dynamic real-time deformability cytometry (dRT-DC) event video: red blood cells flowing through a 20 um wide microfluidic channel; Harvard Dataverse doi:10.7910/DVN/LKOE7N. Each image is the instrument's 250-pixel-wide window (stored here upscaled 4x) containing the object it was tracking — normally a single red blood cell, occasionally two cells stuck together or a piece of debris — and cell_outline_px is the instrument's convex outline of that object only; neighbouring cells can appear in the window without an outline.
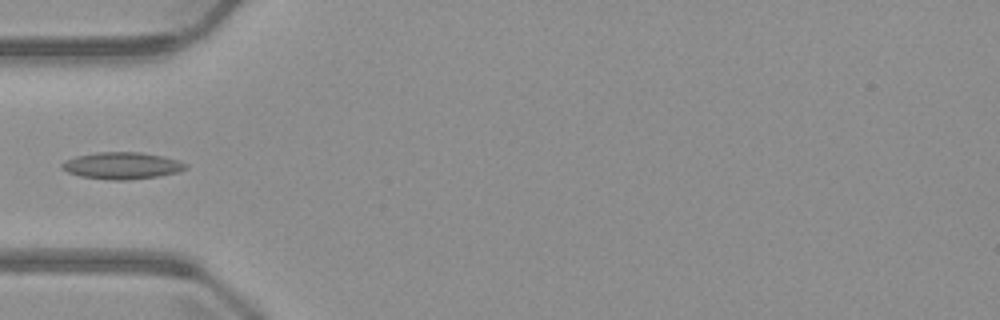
{"species": "common noctule bat (a hibernating species)", "species_latin": "Nyctalus noctula", "temperature_condition": "warm", "stored_images_in_passage": 4, "camera_frame_rate_fps": 3000, "um_per_image_px": 0.085, "animal": {"sex": "male", "body_mass_g": 23.1, "forearm_length_mm": 52.7}, "frame": {"image": 1, "passage_image": 3, "time_ms": 3.333, "image_size_px": [1000, 320], "cell_outline_px": [[188, 168], [180, 172], [156, 176], [128, 180], [108, 180], [80, 176], [68, 172], [60, 168], [60, 164], [64, 160], [76, 156], [96, 152], [140, 152], [160, 156], [176, 160], [188, 164]], "centroid_in_image_um": [10.33, 14.08], "position_along_channel_um": 74.7, "area_um2": 19.42}}
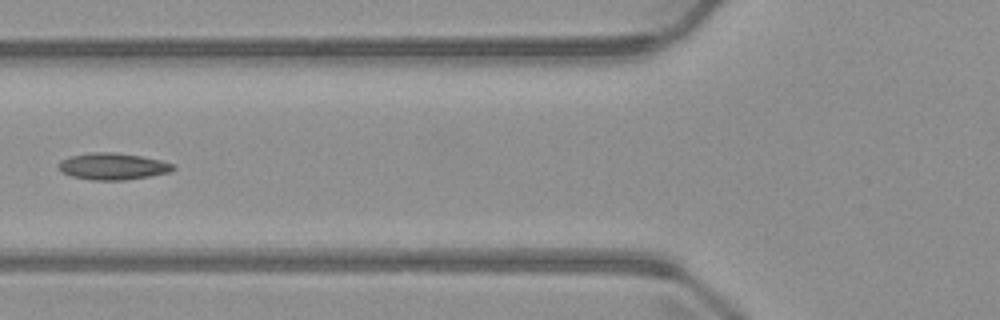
{"frame": {"image": 2, "passage_image": 4, "time_ms": 4.333, "image_size_px": [1000, 320], "cell_outline_px": [[176, 168], [172, 172], [152, 176], [124, 180], [92, 180], [72, 176], [64, 172], [56, 164], [60, 160], [72, 156], [92, 152], [112, 152], [140, 156], [160, 160], [172, 164]], "centroid_in_image_um": [9.61, 14.14], "position_along_channel_um": 116.2, "area_um2": 17.74}}